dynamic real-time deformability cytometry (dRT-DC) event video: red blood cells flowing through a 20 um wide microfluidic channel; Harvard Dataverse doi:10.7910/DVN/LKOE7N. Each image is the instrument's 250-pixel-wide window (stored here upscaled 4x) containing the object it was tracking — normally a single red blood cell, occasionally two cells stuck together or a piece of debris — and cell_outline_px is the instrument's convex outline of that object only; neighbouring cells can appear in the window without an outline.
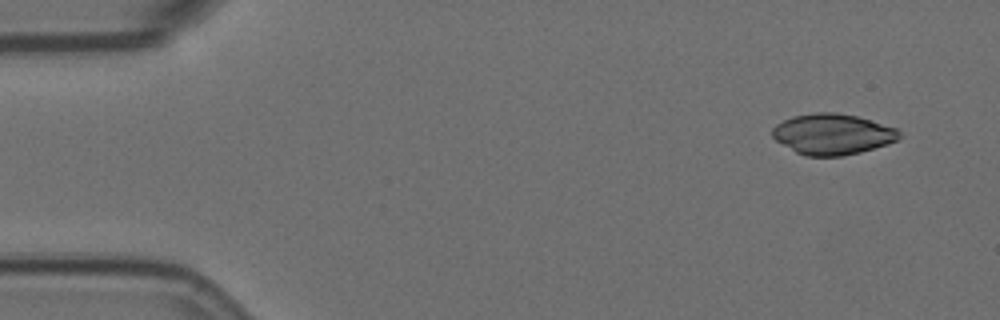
{"species": "Egyptian fruit bat (a non-hibernating species)", "species_latin": "Rousettus aegyptiacus", "temperature_condition": "room temperature", "stored_images_in_passage": 5, "camera_frame_rate_fps": 3000, "um_per_image_px": 0.085, "animal": {"sex": "female"}, "frame": {"image": 1, "passage_image": 1, "time_ms": 0.0, "image_size_px": [1000, 320], "cell_outline_px": [[904, 136], [888, 144], [860, 152], [844, 156], [804, 156], [796, 152], [776, 140], [772, 136], [772, 128], [776, 124], [792, 116], [816, 112], [836, 112], [856, 116], [872, 120], [896, 128]], "centroid_in_image_um": [70.78, 11.4], "position_along_channel_um": 14.2, "area_um2": 30.29}}
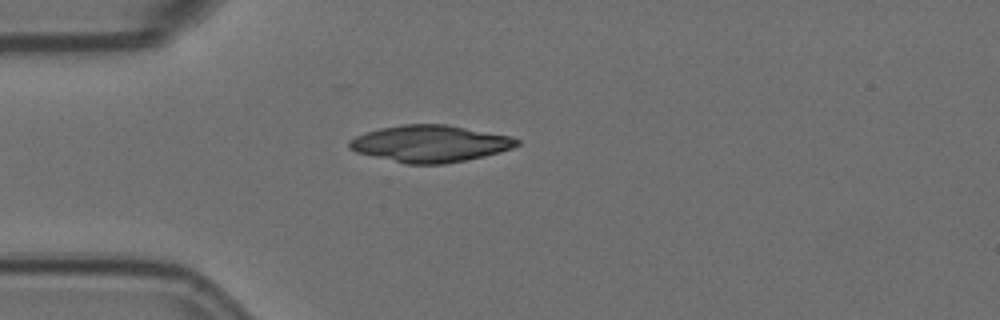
{"frame": {"image": 2, "passage_image": 4, "time_ms": 1.0, "image_size_px": [1000, 320], "cell_outline_px": [[520, 144], [512, 148], [500, 152], [484, 156], [444, 164], [404, 164], [356, 152], [348, 148], [348, 140], [356, 136], [380, 128], [400, 124], [448, 124], [512, 136], [520, 140]], "centroid_in_image_um": [36.57, 12.2], "position_along_channel_um": 48.4, "area_um2": 36.18}}